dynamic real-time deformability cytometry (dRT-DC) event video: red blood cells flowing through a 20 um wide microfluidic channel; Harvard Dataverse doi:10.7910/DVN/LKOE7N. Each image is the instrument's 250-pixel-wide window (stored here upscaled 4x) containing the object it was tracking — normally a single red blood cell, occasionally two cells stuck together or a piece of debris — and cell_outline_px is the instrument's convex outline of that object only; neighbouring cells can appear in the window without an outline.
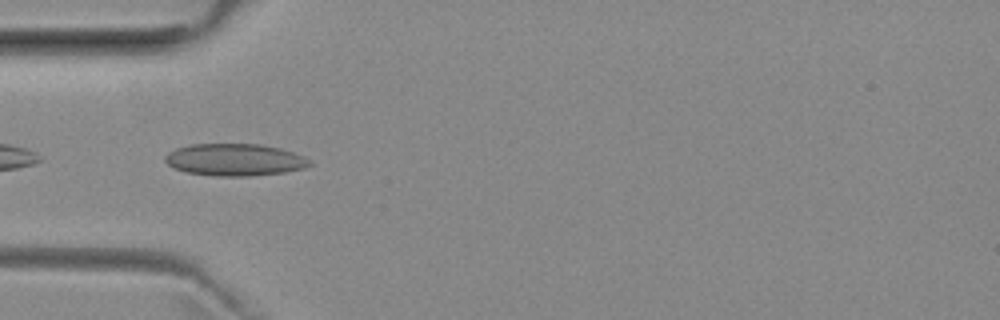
{"species": "common noctule bat (a hibernating species)", "species_latin": "Nyctalus noctula", "temperature_condition": "room temperature", "stored_images_in_passage": 14, "camera_frame_rate_fps": 3000, "um_per_image_px": 0.085, "animal": {"sex": "female", "body_mass_g": 29.2, "forearm_length_mm": 56.3}, "frame": {"image": 1, "passage_image": 12, "time_ms": 3.667, "image_size_px": [1000, 320], "cell_outline_px": [[312, 164], [304, 168], [284, 172], [252, 176], [212, 176], [188, 172], [176, 168], [168, 164], [164, 160], [164, 156], [168, 152], [176, 148], [192, 144], [260, 144], [280, 148], [304, 156], [312, 160]], "centroid_in_image_um": [19.97, 13.58], "position_along_channel_um": 65.0, "area_um2": 27.11}}